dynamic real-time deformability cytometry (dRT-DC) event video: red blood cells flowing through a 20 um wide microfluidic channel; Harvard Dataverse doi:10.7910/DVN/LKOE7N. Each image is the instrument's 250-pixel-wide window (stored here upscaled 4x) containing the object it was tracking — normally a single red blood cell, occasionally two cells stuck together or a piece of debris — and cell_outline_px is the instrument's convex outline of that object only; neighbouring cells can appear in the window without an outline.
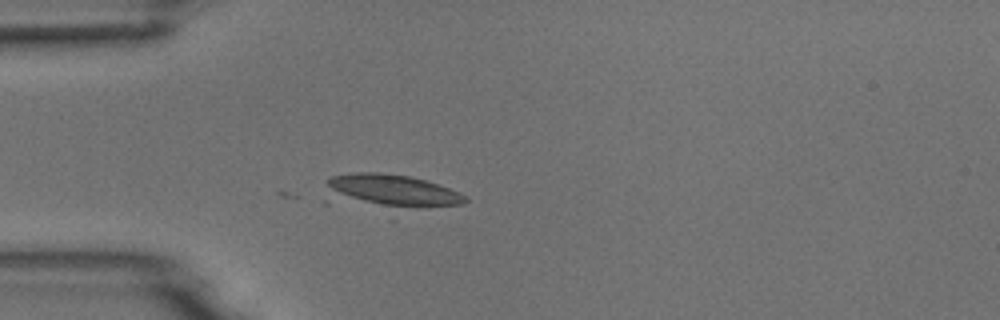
{"species": "common noctule bat (a hibernating species)", "species_latin": "Nyctalus noctula", "temperature_condition": "room temperature", "stored_images_in_passage": 2, "camera_frame_rate_fps": 3000, "um_per_image_px": 0.085, "animal": {"sex": "male", "body_mass_g": 18.8}, "frame": {"image": 1, "passage_image": 2, "time_ms": 0.333, "image_size_px": [1000, 320], "cell_outline_px": [[468, 200], [464, 204], [392, 220], [324, 204], [320, 200], [328, 176], [352, 172], [380, 172], [408, 176], [424, 180], [460, 192]], "centroid_in_image_um": [32.96, 16.55], "position_along_channel_um": 52.0, "area_um2": 34.8}}